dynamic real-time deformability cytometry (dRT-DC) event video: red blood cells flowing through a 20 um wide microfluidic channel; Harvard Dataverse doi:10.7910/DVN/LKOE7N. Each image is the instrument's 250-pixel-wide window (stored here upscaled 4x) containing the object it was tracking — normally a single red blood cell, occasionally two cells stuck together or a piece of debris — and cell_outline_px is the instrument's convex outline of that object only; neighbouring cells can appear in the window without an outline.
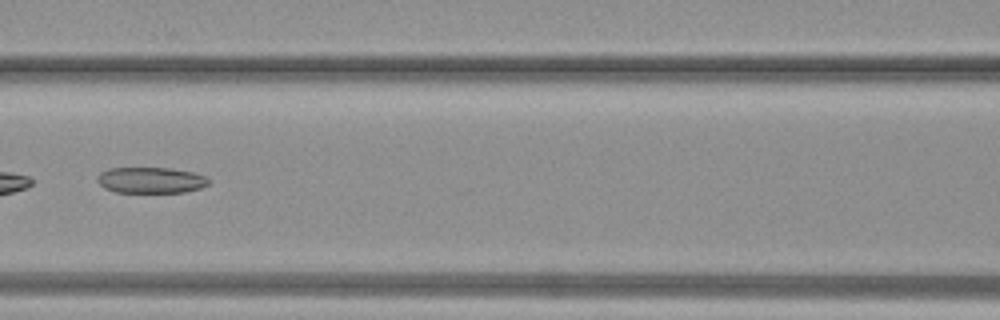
{"species": "common noctule bat (a hibernating species)", "species_latin": "Nyctalus noctula", "temperature_condition": "warm", "stored_images_in_passage": 36, "camera_frame_rate_fps": 3000, "um_per_image_px": 0.085, "animal": {"sex": "female", "body_mass_g": 19.3, "forearm_length_mm": 54.1}, "frame": {"image": 1, "passage_image": 16, "time_ms": 5.0, "image_size_px": [1000, 320], "cell_outline_px": [[212, 180], [208, 184], [200, 188], [184, 192], [116, 192], [104, 188], [96, 180], [96, 176], [100, 172], [108, 168], [168, 168], [192, 172], [204, 176]], "centroid_in_image_um": [12.79, 15.31], "position_along_channel_um": 153.8, "area_um2": 16.88}}